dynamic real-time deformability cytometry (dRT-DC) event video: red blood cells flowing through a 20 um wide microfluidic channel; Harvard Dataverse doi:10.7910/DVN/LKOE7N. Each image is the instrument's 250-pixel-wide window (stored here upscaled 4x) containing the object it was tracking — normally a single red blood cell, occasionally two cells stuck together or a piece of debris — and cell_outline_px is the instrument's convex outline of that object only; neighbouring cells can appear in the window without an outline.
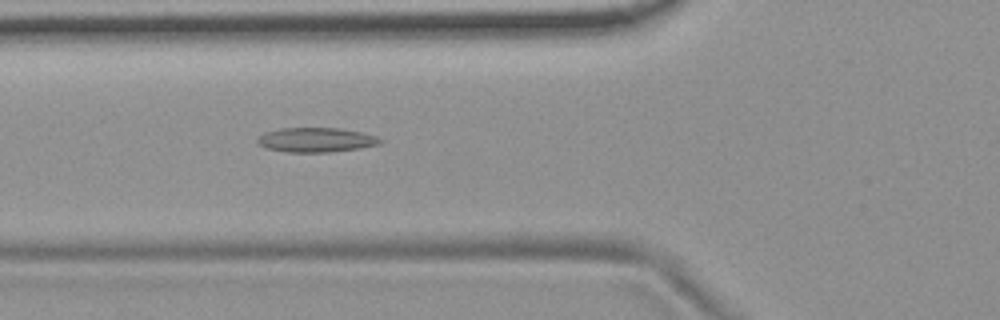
{"species": "common noctule bat (a hibernating species)", "species_latin": "Nyctalus noctula", "temperature_condition": "room temperature", "stored_images_in_passage": 6, "camera_frame_rate_fps": 3000, "um_per_image_px": 0.085, "animal": {"sex": "female", "body_mass_g": 19.9}, "frame": {"image": 1, "passage_image": 6, "time_ms": 5.667, "image_size_px": [1000, 320], "cell_outline_px": [[384, 140], [380, 144], [360, 148], [328, 152], [288, 152], [264, 148], [256, 140], [264, 132], [280, 128], [340, 128], [364, 132], [376, 136]], "centroid_in_image_um": [26.89, 11.88], "position_along_channel_um": 98.9, "area_um2": 17.63}}